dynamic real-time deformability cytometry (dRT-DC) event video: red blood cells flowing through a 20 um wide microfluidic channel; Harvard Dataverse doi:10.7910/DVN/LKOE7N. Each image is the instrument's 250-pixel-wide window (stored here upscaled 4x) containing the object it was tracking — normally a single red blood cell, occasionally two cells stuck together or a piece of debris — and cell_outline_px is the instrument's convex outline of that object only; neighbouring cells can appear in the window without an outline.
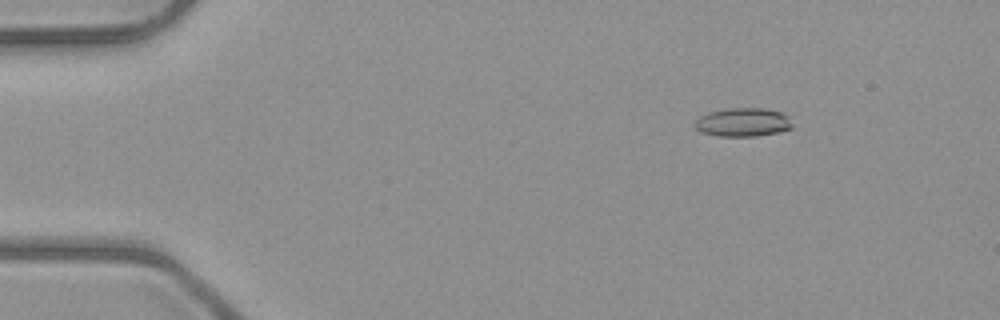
{"species": "common noctule bat (a hibernating species)", "species_latin": "Nyctalus noctula", "temperature_condition": "room temperature", "stored_images_in_passage": 6, "camera_frame_rate_fps": 3000, "um_per_image_px": 0.085, "animal": {"sex": "male", "body_mass_g": 23.1, "forearm_length_mm": 52.7}, "frame": {"image": 1, "passage_image": 3, "time_ms": 2.333, "image_size_px": [1000, 320], "cell_outline_px": [[792, 128], [780, 132], [756, 136], [720, 136], [700, 132], [692, 124], [700, 116], [708, 112], [728, 108], [764, 108], [780, 112], [788, 116], [792, 124]], "centroid_in_image_um": [63.14, 10.39], "position_along_channel_um": 21.9, "area_um2": 16.36}}
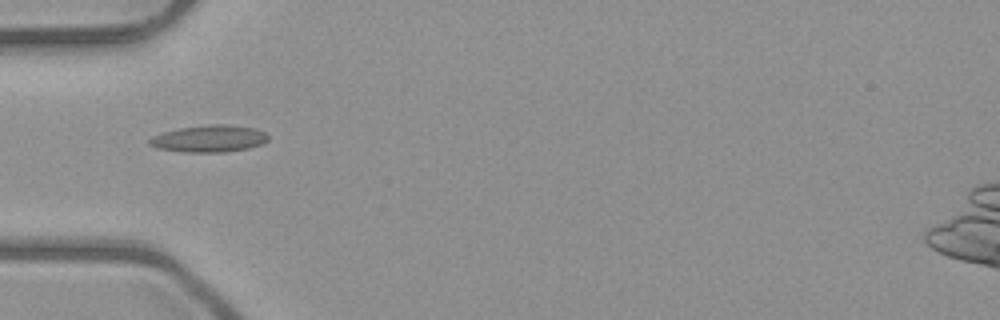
{"frame": {"image": 2, "passage_image": 6, "time_ms": 5.667, "image_size_px": [1000, 320], "cell_outline_px": [[268, 140], [260, 144], [248, 148], [224, 152], [184, 152], [156, 148], [148, 144], [148, 140], [152, 136], [164, 132], [180, 128], [208, 124], [228, 124], [252, 128], [264, 132], [268, 136]], "centroid_in_image_um": [17.74, 11.78], "position_along_channel_um": 67.3, "area_um2": 18.55}}